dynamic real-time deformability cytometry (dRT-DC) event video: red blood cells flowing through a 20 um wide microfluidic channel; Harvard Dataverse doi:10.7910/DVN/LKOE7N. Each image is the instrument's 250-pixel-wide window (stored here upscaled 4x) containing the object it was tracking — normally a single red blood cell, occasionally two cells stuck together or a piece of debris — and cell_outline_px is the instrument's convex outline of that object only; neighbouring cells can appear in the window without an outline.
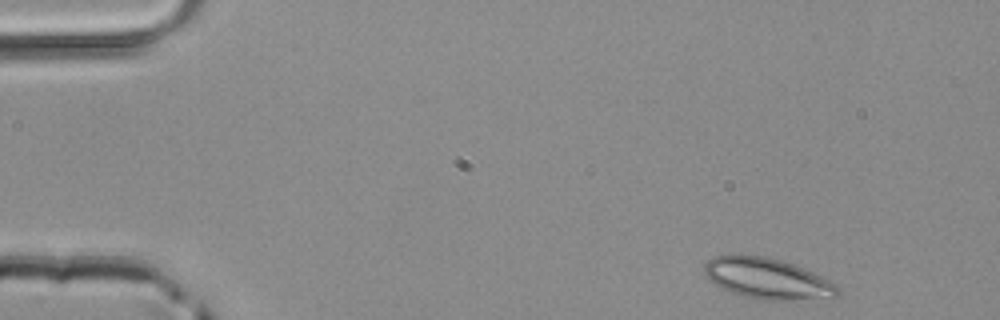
{"species": "common noctule bat (a hibernating species)", "species_latin": "Nyctalus noctula", "temperature_condition": "room temperature", "stored_images_in_passage": 44, "camera_frame_rate_fps": 3000, "um_per_image_px": 0.085, "animal": {"sex": "male", "body_mass_g": 20.4}, "frame": {"image": 1, "passage_image": 1, "time_ms": 0.0, "image_size_px": [1000, 320], "cell_outline_px": [[840, 296], [788, 300], [760, 300], [744, 296], [732, 292], [708, 280], [704, 276], [704, 264], [712, 256], [764, 256], [780, 260], [804, 268], [836, 284], [840, 288]], "centroid_in_image_um": [65.22, 23.69], "position_along_channel_um": 19.8, "area_um2": 31.33}}
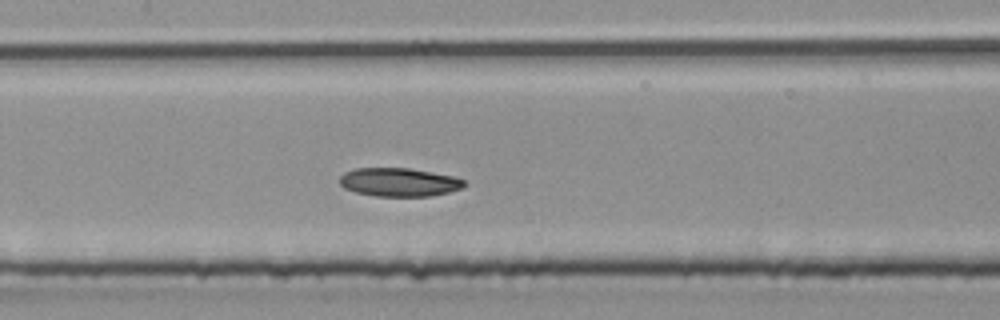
{"frame": {"image": 2, "passage_image": 19, "time_ms": 6.0, "image_size_px": [1000, 320], "cell_outline_px": [[468, 184], [464, 188], [448, 192], [428, 196], [376, 196], [356, 192], [344, 188], [340, 184], [340, 176], [344, 172], [356, 168], [408, 168], [452, 176], [464, 180]], "centroid_in_image_um": [33.92, 15.48], "position_along_channel_um": 173.5, "area_um2": 20.63}}
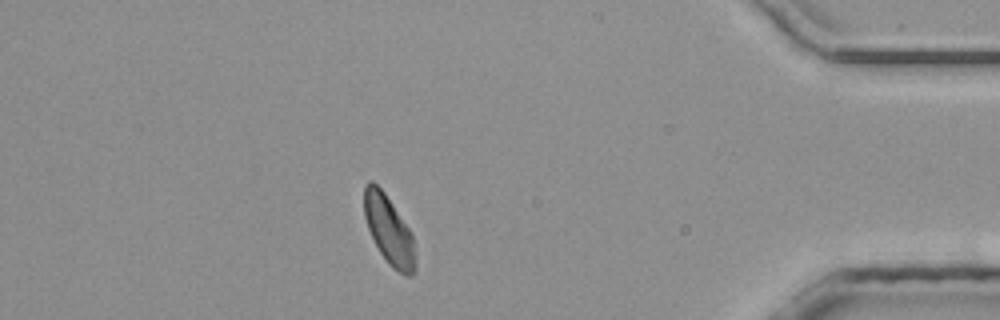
{"frame": {"image": 3, "passage_image": 38, "time_ms": 12.333, "image_size_px": [1000, 320], "cell_outline_px": [[416, 272], [412, 276], [404, 276], [392, 268], [388, 264], [380, 252], [368, 228], [364, 216], [364, 184], [368, 180], [372, 180], [384, 192], [408, 228], [412, 236], [416, 256]], "centroid_in_image_um": [33.07, 19.6], "position_along_channel_um": 402.1, "area_um2": 20.46}}